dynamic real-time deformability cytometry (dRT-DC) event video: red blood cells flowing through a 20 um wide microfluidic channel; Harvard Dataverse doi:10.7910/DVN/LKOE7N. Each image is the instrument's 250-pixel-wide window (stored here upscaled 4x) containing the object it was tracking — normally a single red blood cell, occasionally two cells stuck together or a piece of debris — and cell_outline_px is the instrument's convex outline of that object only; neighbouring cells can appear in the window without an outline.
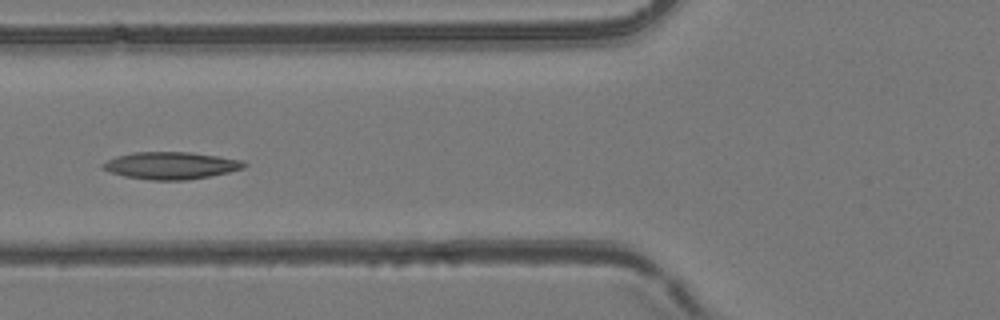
{"species": "common noctule bat (a hibernating species)", "species_latin": "Nyctalus noctula", "temperature_condition": "room temperature", "stored_images_in_passage": 44, "camera_frame_rate_fps": 3000, "um_per_image_px": 0.085, "animal": {"sex": "female", "body_mass_g": 24.6, "forearm_length_mm": 56.2}, "frame": {"image": 1, "passage_image": 16, "time_ms": 5.0, "image_size_px": [1000, 320], "cell_outline_px": [[248, 164], [244, 168], [228, 172], [208, 176], [184, 180], [148, 180], [124, 176], [112, 172], [104, 168], [100, 164], [116, 156], [132, 152], [192, 152], [220, 156], [244, 160]], "centroid_in_image_um": [14.56, 14.06], "position_along_channel_um": 111.2, "area_um2": 22.43}}
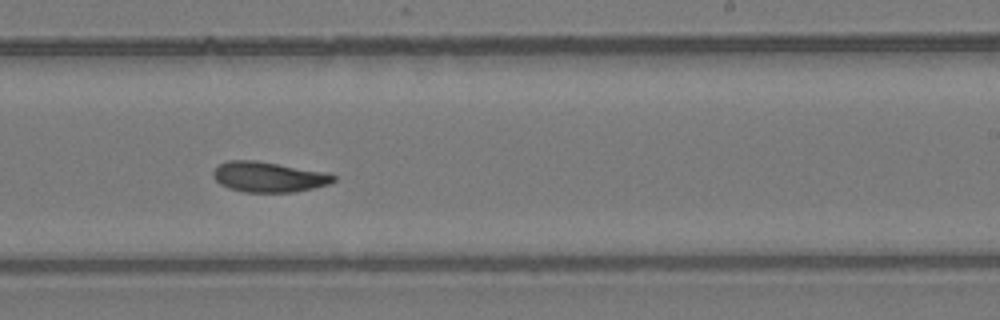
{"frame": {"image": 2, "passage_image": 28, "time_ms": 9.0, "image_size_px": [1000, 320], "cell_outline_px": [[336, 180], [328, 184], [296, 192], [244, 192], [228, 188], [220, 184], [212, 176], [212, 172], [220, 164], [228, 160], [252, 160], [324, 172], [336, 176]], "centroid_in_image_um": [22.79, 15.05], "position_along_channel_um": 266.2, "area_um2": 20.98}}
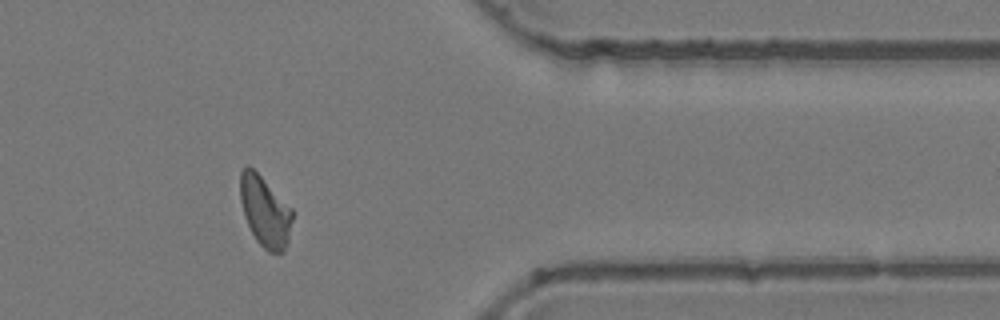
{"frame": {"image": 3, "passage_image": 39, "time_ms": 12.667, "image_size_px": [1000, 320], "cell_outline_px": [[292, 220], [288, 240], [284, 252], [268, 252], [256, 240], [244, 216], [240, 200], [240, 172], [248, 164], [292, 208]], "centroid_in_image_um": [22.51, 17.98], "position_along_channel_um": 388.9, "area_um2": 21.15}}